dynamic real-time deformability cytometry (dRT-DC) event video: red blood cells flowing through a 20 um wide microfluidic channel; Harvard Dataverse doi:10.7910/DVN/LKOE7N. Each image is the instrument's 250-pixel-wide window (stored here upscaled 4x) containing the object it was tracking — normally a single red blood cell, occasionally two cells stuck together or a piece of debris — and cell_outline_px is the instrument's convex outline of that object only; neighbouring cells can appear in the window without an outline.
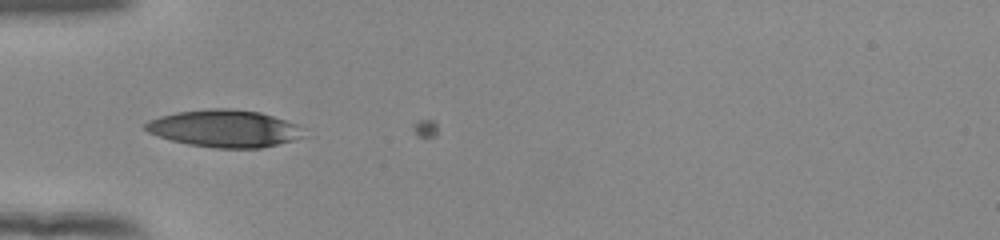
{"species": "human", "species_latin": "Homo sapiens", "temperature_condition": "room temperature", "stored_images_in_passage": 3, "camera_frame_rate_fps": 3000, "um_per_image_px": 0.085, "donor": {"sex": "female"}, "frame": {"image": 1, "passage_image": 2, "time_ms": 0.333, "image_size_px": [1000, 240], "cell_outline_px": [[312, 136], [260, 148], [216, 148], [188, 144], [172, 140], [148, 132], [144, 128], [144, 124], [148, 120], [160, 116], [176, 112], [208, 108], [228, 108], [260, 112], [308, 128]], "centroid_in_image_um": [19.18, 10.92], "position_along_channel_um": 65.8, "area_um2": 34.85}}